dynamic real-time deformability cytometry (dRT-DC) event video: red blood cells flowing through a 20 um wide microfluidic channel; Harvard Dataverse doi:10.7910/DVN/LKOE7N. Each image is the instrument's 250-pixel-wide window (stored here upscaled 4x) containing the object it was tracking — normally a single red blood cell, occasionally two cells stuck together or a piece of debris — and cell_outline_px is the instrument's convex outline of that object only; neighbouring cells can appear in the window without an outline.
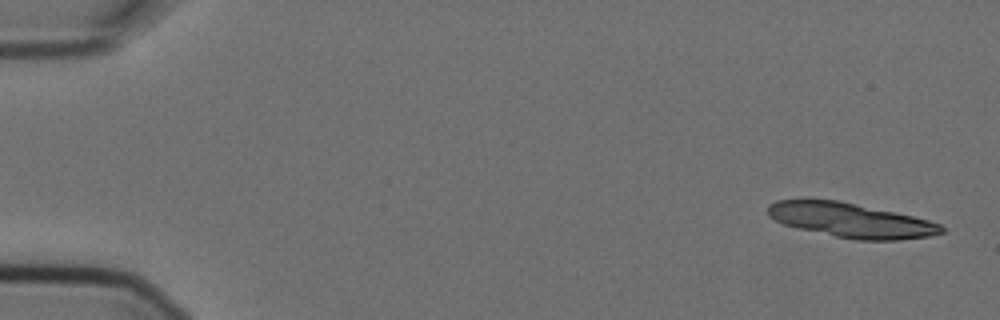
{"species": "Egyptian fruit bat (a non-hibernating species)", "species_latin": "Rousettus aegyptiacus", "temperature_condition": "cold", "stored_images_in_passage": 5, "camera_frame_rate_fps": 3000, "um_per_image_px": 0.085, "animal": {"sex": "female"}, "frame": {"image": 1, "passage_image": 1, "time_ms": 0.0, "image_size_px": [1000, 320], "cell_outline_px": [[944, 232], [932, 236], [900, 240], [856, 240], [796, 228], [784, 224], [768, 216], [768, 204], [776, 200], [840, 200], [896, 212], [928, 220], [940, 224], [944, 228]], "centroid_in_image_um": [72.34, 18.72], "position_along_channel_um": 12.7, "area_um2": 34.85}}
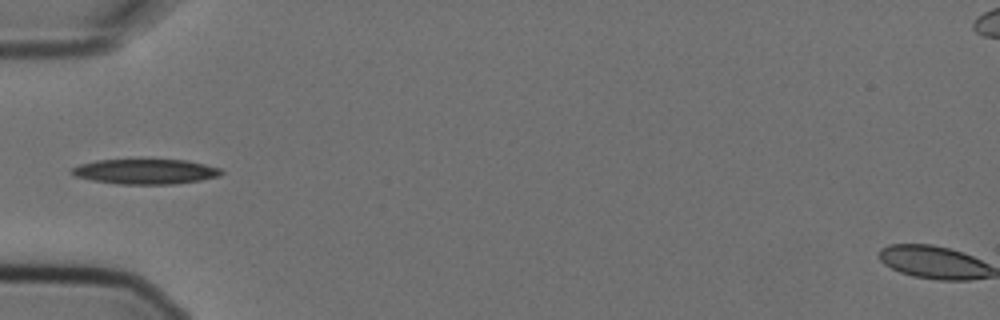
{"frame": {"image": 2, "passage_image": 5, "time_ms": 1.333, "image_size_px": [1000, 320], "cell_outline_px": [[224, 172], [220, 176], [200, 180], [176, 184], [120, 184], [92, 180], [76, 176], [68, 172], [72, 168], [80, 164], [96, 160], [188, 160], [220, 168]], "centroid_in_image_um": [12.37, 14.58], "position_along_channel_um": 72.6, "area_um2": 21.79}}